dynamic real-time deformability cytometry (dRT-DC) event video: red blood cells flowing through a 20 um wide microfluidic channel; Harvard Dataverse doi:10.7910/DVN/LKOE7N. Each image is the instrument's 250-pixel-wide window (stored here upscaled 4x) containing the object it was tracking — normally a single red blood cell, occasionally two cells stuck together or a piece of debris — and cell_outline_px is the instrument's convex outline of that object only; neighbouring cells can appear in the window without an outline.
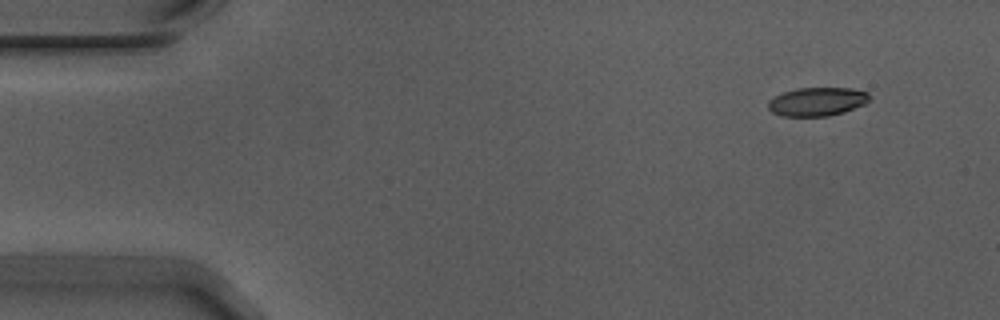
{"species": "Egyptian fruit bat (a non-hibernating species)", "species_latin": "Rousettus aegyptiacus", "temperature_condition": "warm", "stored_images_in_passage": 51, "camera_frame_rate_fps": 3000, "um_per_image_px": 0.085, "animal": {"sex": "male"}, "frame": {"image": 1, "passage_image": 1, "time_ms": 0.0, "image_size_px": [1000, 320], "cell_outline_px": [[872, 96], [864, 104], [844, 112], [828, 116], [780, 116], [772, 112], [768, 108], [768, 100], [784, 92], [796, 88], [852, 88], [868, 92]], "centroid_in_image_um": [69.46, 8.64], "position_along_channel_um": 15.5, "area_um2": 16.94}}
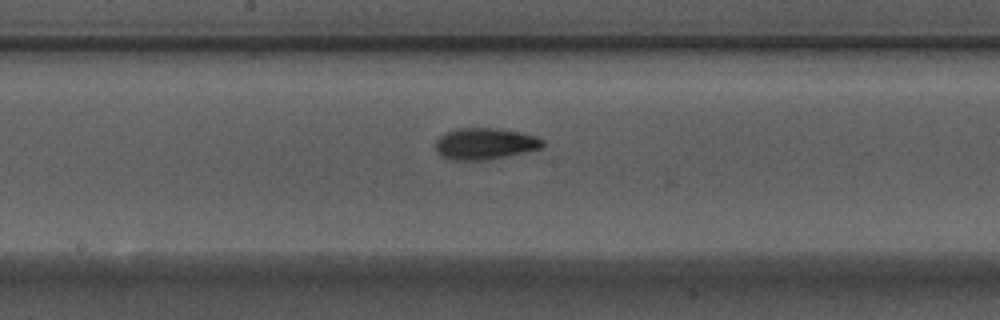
{"frame": {"image": 2, "passage_image": 25, "time_ms": 8.0, "image_size_px": [1000, 320], "cell_outline_px": [[544, 144], [540, 148], [508, 156], [484, 160], [452, 160], [440, 156], [436, 152], [436, 140], [444, 132], [456, 128], [492, 128], [516, 132], [536, 136], [544, 140]], "centroid_in_image_um": [41.16, 12.22], "position_along_channel_um": 207.0, "area_um2": 19.59}}
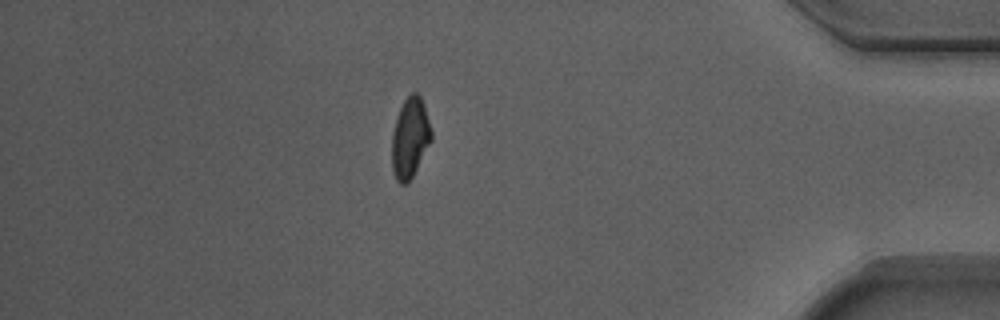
{"frame": {"image": 3, "passage_image": 44, "time_ms": 14.333, "image_size_px": [1000, 320], "cell_outline_px": [[432, 140], [408, 184], [400, 184], [396, 180], [392, 168], [392, 132], [396, 116], [404, 100], [412, 92], [416, 92], [420, 96], [432, 132]], "centroid_in_image_um": [34.83, 11.74], "position_along_channel_um": 400.4, "area_um2": 18.38}, "authors_computed_cell_mechanics": {"area_um2": 18.6694, "velocity_mm_per_s": 3.7292, "shape_relaxation_time_tau1_ms": 4.284, "shape_relaxation_time_tau2_ms": 1.2788, "deformation_change_tau1": 0.1742, "deformation_change_tau2": 0.0769}}